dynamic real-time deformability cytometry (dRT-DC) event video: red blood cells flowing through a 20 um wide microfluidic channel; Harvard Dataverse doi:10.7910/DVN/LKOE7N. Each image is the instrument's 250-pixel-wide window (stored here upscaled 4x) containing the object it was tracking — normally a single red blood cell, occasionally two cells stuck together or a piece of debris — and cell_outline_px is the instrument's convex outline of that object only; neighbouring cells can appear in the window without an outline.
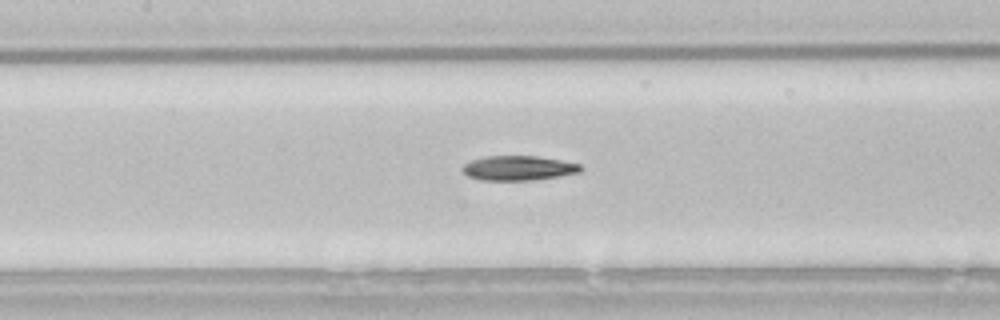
{"species": "common noctule bat (a hibernating species)", "species_latin": "Nyctalus noctula", "temperature_condition": "room temperature", "stored_images_in_passage": 38, "camera_frame_rate_fps": 3000, "um_per_image_px": 0.085, "animal": {"sex": "male", "body_mass_g": 21.5, "forearm_length_mm": 52.0}, "frame": {"image": 1, "passage_image": 11, "time_ms": 3.333, "image_size_px": [1000, 320], "cell_outline_px": [[584, 168], [580, 172], [560, 176], [532, 180], [480, 180], [468, 176], [460, 168], [464, 164], [472, 160], [484, 156], [536, 156], [560, 160], [580, 164]], "centroid_in_image_um": [44.06, 14.28], "position_along_channel_um": 163.3, "area_um2": 16.99}}
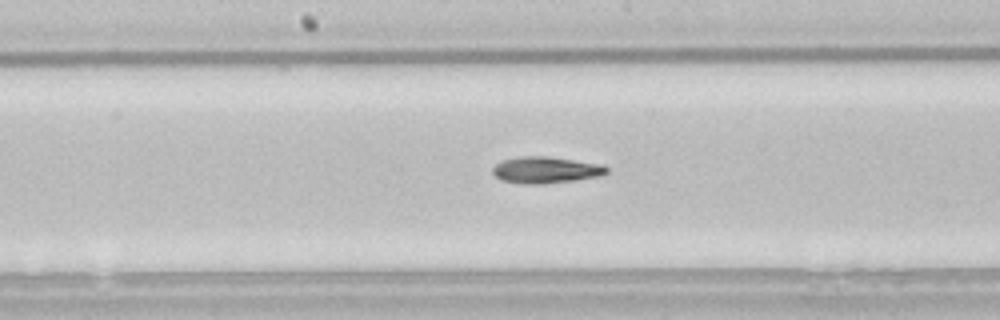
{"frame": {"image": 2, "passage_image": 14, "time_ms": 4.333, "image_size_px": [1000, 320], "cell_outline_px": [[608, 172], [600, 176], [576, 180], [544, 184], [520, 184], [500, 180], [492, 172], [492, 168], [496, 164], [504, 160], [520, 156], [548, 156], [604, 164], [608, 168]], "centroid_in_image_um": [46.41, 14.45], "position_along_channel_um": 201.8, "area_um2": 17.86}}
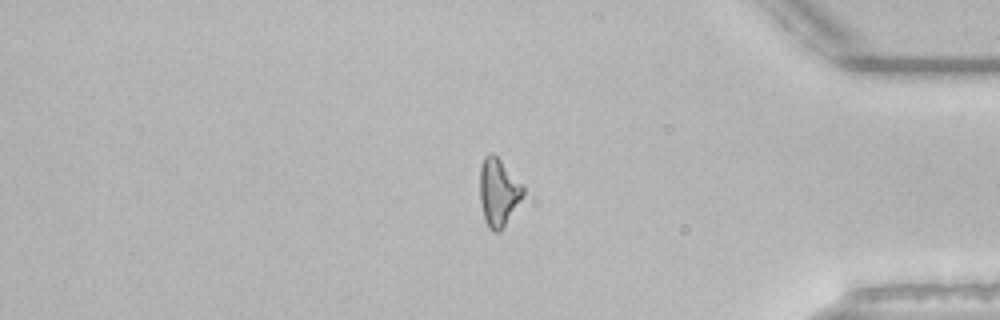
{"frame": {"image": 3, "passage_image": 31, "time_ms": 10.0, "image_size_px": [1000, 320], "cell_outline_px": [[524, 196], [500, 232], [492, 232], [488, 228], [484, 220], [480, 200], [480, 168], [484, 156], [488, 152], [492, 152], [524, 184]], "centroid_in_image_um": [42.37, 16.34], "position_along_channel_um": 392.8, "area_um2": 17.34}}